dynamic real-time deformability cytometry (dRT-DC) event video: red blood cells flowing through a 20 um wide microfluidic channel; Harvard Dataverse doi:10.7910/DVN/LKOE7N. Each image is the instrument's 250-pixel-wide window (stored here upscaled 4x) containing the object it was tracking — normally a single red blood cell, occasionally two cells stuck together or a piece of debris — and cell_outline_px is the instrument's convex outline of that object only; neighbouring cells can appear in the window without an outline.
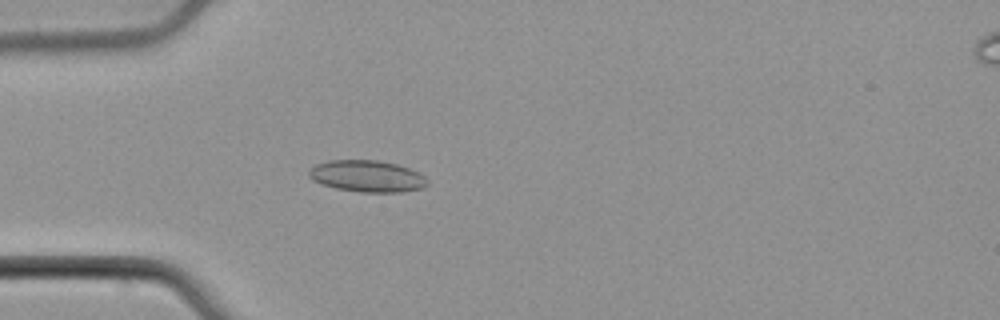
{"species": "common noctule bat (a hibernating species)", "species_latin": "Nyctalus noctula", "temperature_condition": "cold", "stored_images_in_passage": 55, "camera_frame_rate_fps": 3000, "um_per_image_px": 0.085, "animal": {"sex": "male", "body_mass_g": 21.5, "forearm_length_mm": 52.0}, "frame": {"image": 1, "passage_image": 17, "time_ms": 5.333, "image_size_px": [1000, 320], "cell_outline_px": [[428, 184], [424, 188], [400, 192], [360, 192], [336, 188], [312, 180], [308, 176], [308, 172], [316, 164], [328, 160], [376, 160], [396, 164], [420, 172], [428, 180]], "centroid_in_image_um": [31.23, 14.97], "position_along_channel_um": 53.8, "area_um2": 21.85}}
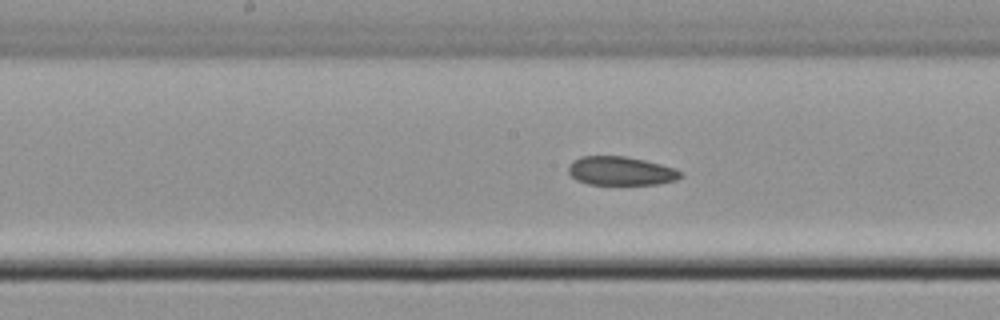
{"frame": {"image": 2, "passage_image": 29, "time_ms": 9.333, "image_size_px": [1000, 320], "cell_outline_px": [[684, 176], [676, 180], [656, 184], [588, 184], [576, 180], [568, 172], [568, 164], [572, 160], [580, 156], [628, 156], [660, 164], [684, 172]], "centroid_in_image_um": [52.75, 14.52], "position_along_channel_um": 195.5, "area_um2": 18.9}}
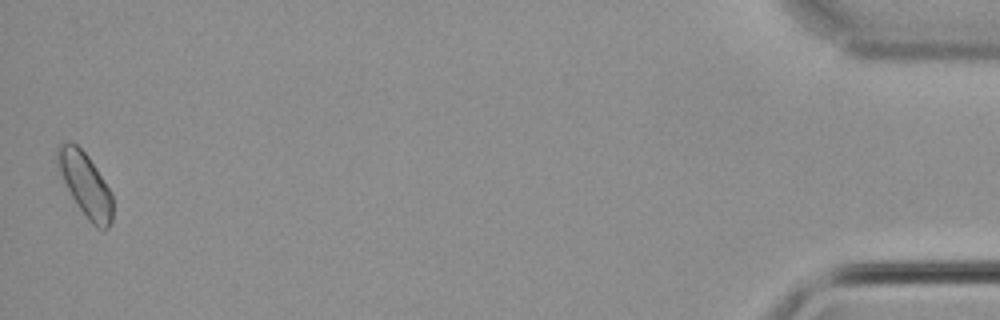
{"frame": {"image": 3, "passage_image": 55, "time_ms": 18.0, "image_size_px": [1000, 320], "cell_outline_px": [[112, 220], [108, 228], [96, 228], [88, 220], [72, 196], [56, 164], [56, 144], [76, 144], [88, 156], [112, 192]], "centroid_in_image_um": [7.26, 15.69], "position_along_channel_um": 427.9, "area_um2": 20.06}, "authors_computed_cell_mechanics": {"area_um2": 19.8254, "velocity_mm_per_s": 3.7841, "shape_relaxation_time_tau1_ms": null, "shape_relaxation_time_tau2_ms": 7.2824, "deformation_change_tau1": null, "deformation_change_tau2": 0.0886}}